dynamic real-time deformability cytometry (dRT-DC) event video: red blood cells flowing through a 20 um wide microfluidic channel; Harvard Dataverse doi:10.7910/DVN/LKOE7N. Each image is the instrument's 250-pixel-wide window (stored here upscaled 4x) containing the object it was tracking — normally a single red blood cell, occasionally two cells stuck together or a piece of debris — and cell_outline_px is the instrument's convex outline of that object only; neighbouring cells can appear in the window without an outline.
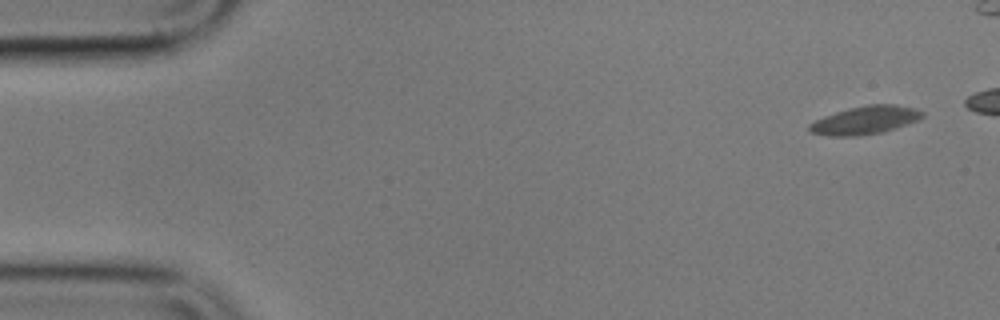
{"species": "common noctule bat (a hibernating species)", "species_latin": "Nyctalus noctula", "temperature_condition": "cold", "stored_images_in_passage": 6, "camera_frame_rate_fps": 3000, "um_per_image_px": 0.085, "animal": {"sex": "male", "body_mass_g": 17.9}, "frame": {"image": 1, "passage_image": 1, "time_ms": 0.0, "image_size_px": [1000, 320], "cell_outline_px": [[924, 116], [920, 120], [884, 132], [856, 136], [828, 136], [808, 132], [808, 124], [824, 116], [848, 108], [868, 104], [896, 104], [916, 108], [924, 112]], "centroid_in_image_um": [73.56, 10.21], "position_along_channel_um": 11.4, "area_um2": 18.84}}